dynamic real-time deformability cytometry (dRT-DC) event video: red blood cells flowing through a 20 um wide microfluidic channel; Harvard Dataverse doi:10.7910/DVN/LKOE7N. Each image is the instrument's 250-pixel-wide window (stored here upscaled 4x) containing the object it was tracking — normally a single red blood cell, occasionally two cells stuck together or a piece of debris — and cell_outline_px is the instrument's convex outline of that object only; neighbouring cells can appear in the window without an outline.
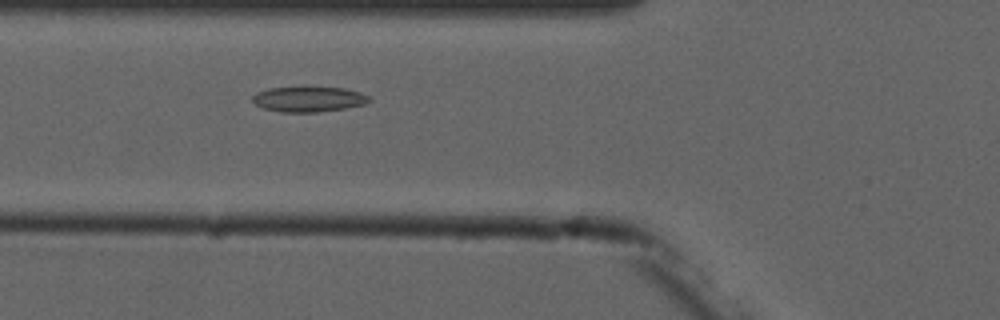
{"species": "common noctule bat (a hibernating species)", "species_latin": "Nyctalus noctula", "temperature_condition": "cold", "stored_images_in_passage": 3, "camera_frame_rate_fps": 3000, "um_per_image_px": 0.085, "animal": {"sex": "male", "forearm_length_mm": 52.5}, "frame": {"image": 1, "passage_image": 3, "time_ms": 3.0, "image_size_px": [1000, 320], "cell_outline_px": [[372, 100], [364, 104], [344, 108], [316, 112], [280, 112], [264, 108], [256, 104], [252, 100], [252, 96], [256, 92], [268, 88], [344, 88], [360, 92], [368, 96]], "centroid_in_image_um": [26.22, 8.44], "position_along_channel_um": 99.6, "area_um2": 16.88}}